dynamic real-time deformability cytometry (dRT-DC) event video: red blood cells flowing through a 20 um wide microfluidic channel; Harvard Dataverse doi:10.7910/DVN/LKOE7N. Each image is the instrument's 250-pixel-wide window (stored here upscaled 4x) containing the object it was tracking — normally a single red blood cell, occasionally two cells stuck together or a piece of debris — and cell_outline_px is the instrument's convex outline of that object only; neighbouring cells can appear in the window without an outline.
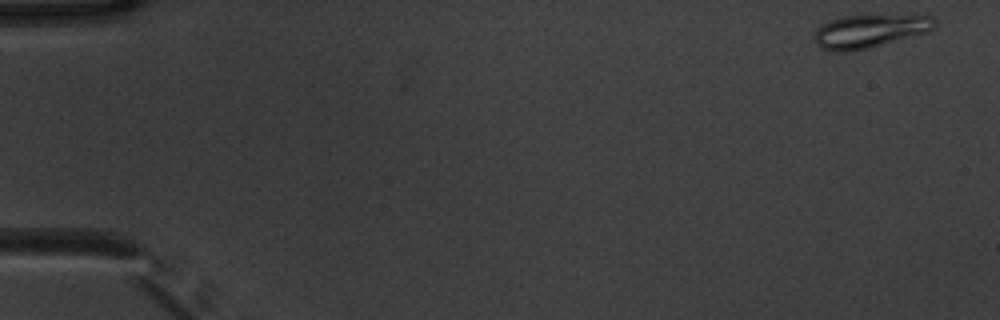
{"species": "common noctule bat (a hibernating species)", "species_latin": "Nyctalus noctula", "temperature_condition": "warm", "stored_images_in_passage": 52, "camera_frame_rate_fps": 3000, "um_per_image_px": 0.085, "animal": {"sex": "male", "body_mass_g": 20.1, "forearm_length_mm": 53.5}, "frame": {"image": 1, "passage_image": 1, "time_ms": 0.0, "image_size_px": [1000, 320], "cell_outline_px": [[936, 28], [928, 32], [868, 48], [848, 52], [832, 52], [820, 48], [812, 40], [812, 36], [816, 28], [832, 20], [844, 16], [928, 12], [936, 20]], "centroid_in_image_um": [74.01, 2.6], "position_along_channel_um": 11.0, "area_um2": 24.51}}
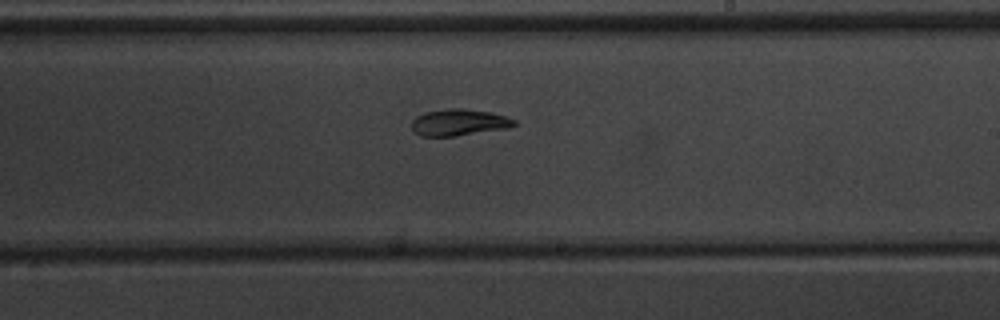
{"frame": {"image": 2, "passage_image": 31, "time_ms": 10.0, "image_size_px": [1000, 320], "cell_outline_px": [[516, 124], [508, 128], [456, 136], [420, 136], [412, 132], [412, 120], [416, 116], [424, 112], [448, 108], [460, 108], [488, 112], [504, 116], [516, 120]], "centroid_in_image_um": [38.96, 10.41], "position_along_channel_um": 250.0, "area_um2": 15.9}}
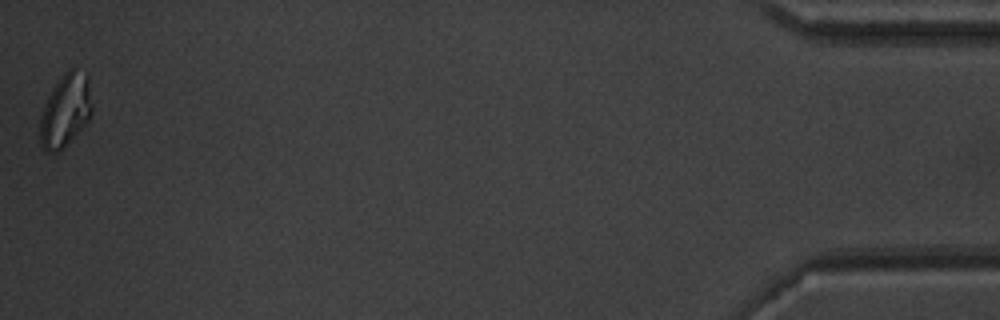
{"frame": {"image": 3, "passage_image": 52, "time_ms": 17.0, "image_size_px": [1000, 320], "cell_outline_px": [[92, 112], [88, 120], [64, 148], [60, 152], [48, 152], [40, 144], [40, 116], [48, 96], [64, 72], [68, 68], [76, 68], [88, 76], [92, 108]], "centroid_in_image_um": [5.56, 9.39], "position_along_channel_um": 429.6, "area_um2": 21.96}, "authors_computed_cell_mechanics": {"area_um2": 17.5134, "velocity_mm_per_s": 3.8198, "shape_relaxation_time_tau1_ms": 5.3673, "shape_relaxation_time_tau2_ms": 2.9018, "deformation_change_tau1": 0.1713, "deformation_change_tau2": 0.0382}}